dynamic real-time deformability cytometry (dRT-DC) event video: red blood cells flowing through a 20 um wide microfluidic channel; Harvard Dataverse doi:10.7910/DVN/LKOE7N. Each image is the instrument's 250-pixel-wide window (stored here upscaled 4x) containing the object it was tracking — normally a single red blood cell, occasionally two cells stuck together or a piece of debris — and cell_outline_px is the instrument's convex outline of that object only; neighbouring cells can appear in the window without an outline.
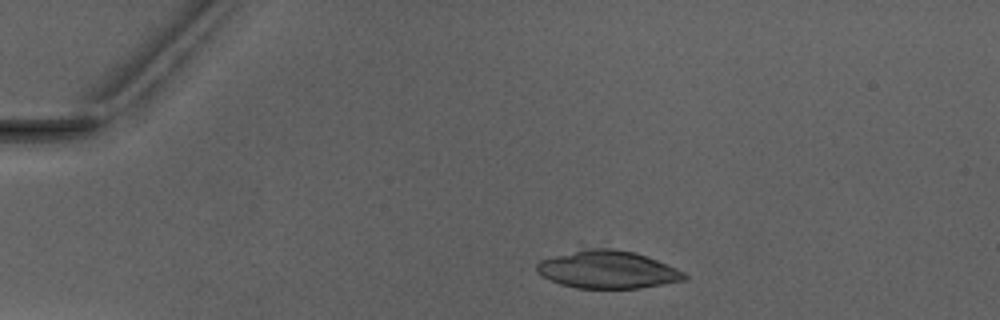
{"species": "Egyptian fruit bat (a non-hibernating species)", "species_latin": "Rousettus aegyptiacus", "temperature_condition": "warm", "stored_images_in_passage": 4, "camera_frame_rate_fps": 3000, "um_per_image_px": 0.085, "animal": {"sex": "male"}, "frame": {"image": 1, "passage_image": 1, "time_ms": 0.0, "image_size_px": [1000, 320], "cell_outline_px": [[688, 276], [684, 280], [636, 288], [576, 288], [560, 284], [536, 272], [536, 264], [540, 260], [556, 256], [592, 248], [616, 248], [636, 252], [648, 256], [676, 268], [684, 272]], "centroid_in_image_um": [51.67, 22.91], "position_along_channel_um": 33.3, "area_um2": 32.02}}